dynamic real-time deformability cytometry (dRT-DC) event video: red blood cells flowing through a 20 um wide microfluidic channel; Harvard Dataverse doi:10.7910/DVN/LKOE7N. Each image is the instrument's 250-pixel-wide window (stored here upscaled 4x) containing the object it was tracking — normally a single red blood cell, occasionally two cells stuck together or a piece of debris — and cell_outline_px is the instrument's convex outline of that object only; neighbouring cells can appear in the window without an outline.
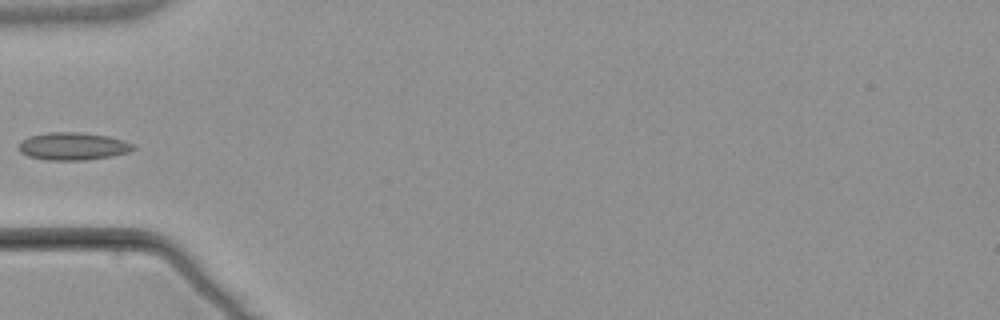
{"species": "common noctule bat (a hibernating species)", "species_latin": "Nyctalus noctula", "temperature_condition": "warm", "stored_images_in_passage": 5, "camera_frame_rate_fps": 3000, "um_per_image_px": 0.085, "animal": {"sex": "male", "body_mass_g": 21.5, "forearm_length_mm": 52.0}, "frame": {"image": 1, "passage_image": 5, "time_ms": 5.0, "image_size_px": [1000, 320], "cell_outline_px": [[136, 148], [128, 152], [112, 156], [84, 160], [48, 160], [28, 156], [20, 152], [16, 148], [20, 140], [32, 136], [48, 132], [80, 132], [108, 136], [124, 140], [132, 144]], "centroid_in_image_um": [6.17, 12.43], "position_along_channel_um": 78.8, "area_um2": 18.5}}